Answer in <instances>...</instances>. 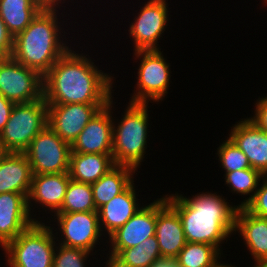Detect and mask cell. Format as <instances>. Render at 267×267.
Instances as JSON below:
<instances>
[{
    "mask_svg": "<svg viewBox=\"0 0 267 267\" xmlns=\"http://www.w3.org/2000/svg\"><path fill=\"white\" fill-rule=\"evenodd\" d=\"M93 64L84 55L68 49L43 76L47 105L108 104L113 79Z\"/></svg>",
    "mask_w": 267,
    "mask_h": 267,
    "instance_id": "obj_1",
    "label": "cell"
},
{
    "mask_svg": "<svg viewBox=\"0 0 267 267\" xmlns=\"http://www.w3.org/2000/svg\"><path fill=\"white\" fill-rule=\"evenodd\" d=\"M167 202L177 211L184 230L186 242L205 243L215 246L235 230L238 207L228 205L215 194H199L189 199L182 195L167 197Z\"/></svg>",
    "mask_w": 267,
    "mask_h": 267,
    "instance_id": "obj_2",
    "label": "cell"
},
{
    "mask_svg": "<svg viewBox=\"0 0 267 267\" xmlns=\"http://www.w3.org/2000/svg\"><path fill=\"white\" fill-rule=\"evenodd\" d=\"M56 9H41L13 40L11 57L44 76L69 49L59 41ZM64 45V46H63Z\"/></svg>",
    "mask_w": 267,
    "mask_h": 267,
    "instance_id": "obj_3",
    "label": "cell"
},
{
    "mask_svg": "<svg viewBox=\"0 0 267 267\" xmlns=\"http://www.w3.org/2000/svg\"><path fill=\"white\" fill-rule=\"evenodd\" d=\"M147 106L130 102L118 127L113 124L112 158L115 165L136 170L142 162L148 134Z\"/></svg>",
    "mask_w": 267,
    "mask_h": 267,
    "instance_id": "obj_4",
    "label": "cell"
},
{
    "mask_svg": "<svg viewBox=\"0 0 267 267\" xmlns=\"http://www.w3.org/2000/svg\"><path fill=\"white\" fill-rule=\"evenodd\" d=\"M47 125L48 105L44 97L14 104L10 118L0 133V145L5 152L23 153Z\"/></svg>",
    "mask_w": 267,
    "mask_h": 267,
    "instance_id": "obj_5",
    "label": "cell"
},
{
    "mask_svg": "<svg viewBox=\"0 0 267 267\" xmlns=\"http://www.w3.org/2000/svg\"><path fill=\"white\" fill-rule=\"evenodd\" d=\"M52 229L35 221L7 243L3 250L8 254L10 267H52L55 241Z\"/></svg>",
    "mask_w": 267,
    "mask_h": 267,
    "instance_id": "obj_6",
    "label": "cell"
},
{
    "mask_svg": "<svg viewBox=\"0 0 267 267\" xmlns=\"http://www.w3.org/2000/svg\"><path fill=\"white\" fill-rule=\"evenodd\" d=\"M33 175L69 172L71 145L63 141L48 125L23 152Z\"/></svg>",
    "mask_w": 267,
    "mask_h": 267,
    "instance_id": "obj_7",
    "label": "cell"
},
{
    "mask_svg": "<svg viewBox=\"0 0 267 267\" xmlns=\"http://www.w3.org/2000/svg\"><path fill=\"white\" fill-rule=\"evenodd\" d=\"M0 93L14 104L43 98V76L12 57L0 58Z\"/></svg>",
    "mask_w": 267,
    "mask_h": 267,
    "instance_id": "obj_8",
    "label": "cell"
},
{
    "mask_svg": "<svg viewBox=\"0 0 267 267\" xmlns=\"http://www.w3.org/2000/svg\"><path fill=\"white\" fill-rule=\"evenodd\" d=\"M135 54L143 57L138 69V92L130 102L148 104L150 99L161 100L169 86V65L159 50H139Z\"/></svg>",
    "mask_w": 267,
    "mask_h": 267,
    "instance_id": "obj_9",
    "label": "cell"
},
{
    "mask_svg": "<svg viewBox=\"0 0 267 267\" xmlns=\"http://www.w3.org/2000/svg\"><path fill=\"white\" fill-rule=\"evenodd\" d=\"M107 104L48 105V126L70 145L95 114Z\"/></svg>",
    "mask_w": 267,
    "mask_h": 267,
    "instance_id": "obj_10",
    "label": "cell"
},
{
    "mask_svg": "<svg viewBox=\"0 0 267 267\" xmlns=\"http://www.w3.org/2000/svg\"><path fill=\"white\" fill-rule=\"evenodd\" d=\"M59 229L65 236L62 246L79 248L86 251L94 249L101 236L98 211L56 212Z\"/></svg>",
    "mask_w": 267,
    "mask_h": 267,
    "instance_id": "obj_11",
    "label": "cell"
},
{
    "mask_svg": "<svg viewBox=\"0 0 267 267\" xmlns=\"http://www.w3.org/2000/svg\"><path fill=\"white\" fill-rule=\"evenodd\" d=\"M166 0H149L141 9L134 23L130 25V36L135 44V51L159 50L157 40L167 26Z\"/></svg>",
    "mask_w": 267,
    "mask_h": 267,
    "instance_id": "obj_12",
    "label": "cell"
},
{
    "mask_svg": "<svg viewBox=\"0 0 267 267\" xmlns=\"http://www.w3.org/2000/svg\"><path fill=\"white\" fill-rule=\"evenodd\" d=\"M112 100L88 122L71 145V153L112 154Z\"/></svg>",
    "mask_w": 267,
    "mask_h": 267,
    "instance_id": "obj_13",
    "label": "cell"
},
{
    "mask_svg": "<svg viewBox=\"0 0 267 267\" xmlns=\"http://www.w3.org/2000/svg\"><path fill=\"white\" fill-rule=\"evenodd\" d=\"M155 236L163 259L174 260L186 244L181 219L166 197L156 200Z\"/></svg>",
    "mask_w": 267,
    "mask_h": 267,
    "instance_id": "obj_14",
    "label": "cell"
},
{
    "mask_svg": "<svg viewBox=\"0 0 267 267\" xmlns=\"http://www.w3.org/2000/svg\"><path fill=\"white\" fill-rule=\"evenodd\" d=\"M156 201L141 207L122 227L113 232L111 239L112 250L109 263L122 249L136 247L142 241L155 236Z\"/></svg>",
    "mask_w": 267,
    "mask_h": 267,
    "instance_id": "obj_15",
    "label": "cell"
},
{
    "mask_svg": "<svg viewBox=\"0 0 267 267\" xmlns=\"http://www.w3.org/2000/svg\"><path fill=\"white\" fill-rule=\"evenodd\" d=\"M27 196L20 193L0 194V245L4 247L36 220L29 215Z\"/></svg>",
    "mask_w": 267,
    "mask_h": 267,
    "instance_id": "obj_16",
    "label": "cell"
},
{
    "mask_svg": "<svg viewBox=\"0 0 267 267\" xmlns=\"http://www.w3.org/2000/svg\"><path fill=\"white\" fill-rule=\"evenodd\" d=\"M229 138L246 155L251 168L267 174V132L250 119L233 126Z\"/></svg>",
    "mask_w": 267,
    "mask_h": 267,
    "instance_id": "obj_17",
    "label": "cell"
},
{
    "mask_svg": "<svg viewBox=\"0 0 267 267\" xmlns=\"http://www.w3.org/2000/svg\"><path fill=\"white\" fill-rule=\"evenodd\" d=\"M32 169L24 153L5 152L0 159V194L20 193L28 196Z\"/></svg>",
    "mask_w": 267,
    "mask_h": 267,
    "instance_id": "obj_18",
    "label": "cell"
},
{
    "mask_svg": "<svg viewBox=\"0 0 267 267\" xmlns=\"http://www.w3.org/2000/svg\"><path fill=\"white\" fill-rule=\"evenodd\" d=\"M69 180V172L33 175L30 191L27 196L29 213L31 199L57 212L64 201Z\"/></svg>",
    "mask_w": 267,
    "mask_h": 267,
    "instance_id": "obj_19",
    "label": "cell"
},
{
    "mask_svg": "<svg viewBox=\"0 0 267 267\" xmlns=\"http://www.w3.org/2000/svg\"><path fill=\"white\" fill-rule=\"evenodd\" d=\"M234 230L240 232L255 261L267 258V218L238 207Z\"/></svg>",
    "mask_w": 267,
    "mask_h": 267,
    "instance_id": "obj_20",
    "label": "cell"
},
{
    "mask_svg": "<svg viewBox=\"0 0 267 267\" xmlns=\"http://www.w3.org/2000/svg\"><path fill=\"white\" fill-rule=\"evenodd\" d=\"M133 184L132 182L123 192L98 209L100 228L104 225L109 236L122 227L140 209L136 203Z\"/></svg>",
    "mask_w": 267,
    "mask_h": 267,
    "instance_id": "obj_21",
    "label": "cell"
},
{
    "mask_svg": "<svg viewBox=\"0 0 267 267\" xmlns=\"http://www.w3.org/2000/svg\"><path fill=\"white\" fill-rule=\"evenodd\" d=\"M115 166L112 154L70 153V179L93 184Z\"/></svg>",
    "mask_w": 267,
    "mask_h": 267,
    "instance_id": "obj_22",
    "label": "cell"
},
{
    "mask_svg": "<svg viewBox=\"0 0 267 267\" xmlns=\"http://www.w3.org/2000/svg\"><path fill=\"white\" fill-rule=\"evenodd\" d=\"M132 173H135V169L129 166L115 165L98 181L91 184L93 201L97 210L134 182Z\"/></svg>",
    "mask_w": 267,
    "mask_h": 267,
    "instance_id": "obj_23",
    "label": "cell"
},
{
    "mask_svg": "<svg viewBox=\"0 0 267 267\" xmlns=\"http://www.w3.org/2000/svg\"><path fill=\"white\" fill-rule=\"evenodd\" d=\"M164 260L156 236H151L136 247L122 249L109 263L108 267H152Z\"/></svg>",
    "mask_w": 267,
    "mask_h": 267,
    "instance_id": "obj_24",
    "label": "cell"
},
{
    "mask_svg": "<svg viewBox=\"0 0 267 267\" xmlns=\"http://www.w3.org/2000/svg\"><path fill=\"white\" fill-rule=\"evenodd\" d=\"M40 10L33 0H0V17L13 37L22 32Z\"/></svg>",
    "mask_w": 267,
    "mask_h": 267,
    "instance_id": "obj_25",
    "label": "cell"
},
{
    "mask_svg": "<svg viewBox=\"0 0 267 267\" xmlns=\"http://www.w3.org/2000/svg\"><path fill=\"white\" fill-rule=\"evenodd\" d=\"M219 252L213 245L186 242L174 260L178 267H215Z\"/></svg>",
    "mask_w": 267,
    "mask_h": 267,
    "instance_id": "obj_26",
    "label": "cell"
},
{
    "mask_svg": "<svg viewBox=\"0 0 267 267\" xmlns=\"http://www.w3.org/2000/svg\"><path fill=\"white\" fill-rule=\"evenodd\" d=\"M98 211L93 201L91 184L69 180L64 201L57 212H90Z\"/></svg>",
    "mask_w": 267,
    "mask_h": 267,
    "instance_id": "obj_27",
    "label": "cell"
},
{
    "mask_svg": "<svg viewBox=\"0 0 267 267\" xmlns=\"http://www.w3.org/2000/svg\"><path fill=\"white\" fill-rule=\"evenodd\" d=\"M262 177L263 174L253 168H246L225 174V182L227 185H230L229 187H231L232 191L241 193L242 195H247L252 192V195L237 207H244L253 198Z\"/></svg>",
    "mask_w": 267,
    "mask_h": 267,
    "instance_id": "obj_28",
    "label": "cell"
},
{
    "mask_svg": "<svg viewBox=\"0 0 267 267\" xmlns=\"http://www.w3.org/2000/svg\"><path fill=\"white\" fill-rule=\"evenodd\" d=\"M217 154L226 173L251 168L246 155L230 138L221 144Z\"/></svg>",
    "mask_w": 267,
    "mask_h": 267,
    "instance_id": "obj_29",
    "label": "cell"
},
{
    "mask_svg": "<svg viewBox=\"0 0 267 267\" xmlns=\"http://www.w3.org/2000/svg\"><path fill=\"white\" fill-rule=\"evenodd\" d=\"M54 252L52 267H84V260L89 251L60 245L58 253Z\"/></svg>",
    "mask_w": 267,
    "mask_h": 267,
    "instance_id": "obj_30",
    "label": "cell"
},
{
    "mask_svg": "<svg viewBox=\"0 0 267 267\" xmlns=\"http://www.w3.org/2000/svg\"><path fill=\"white\" fill-rule=\"evenodd\" d=\"M263 177V185L256 190L253 198L244 207L257 216L267 218V174Z\"/></svg>",
    "mask_w": 267,
    "mask_h": 267,
    "instance_id": "obj_31",
    "label": "cell"
},
{
    "mask_svg": "<svg viewBox=\"0 0 267 267\" xmlns=\"http://www.w3.org/2000/svg\"><path fill=\"white\" fill-rule=\"evenodd\" d=\"M13 40L14 37L8 32L5 23L0 17V58L11 57Z\"/></svg>",
    "mask_w": 267,
    "mask_h": 267,
    "instance_id": "obj_32",
    "label": "cell"
},
{
    "mask_svg": "<svg viewBox=\"0 0 267 267\" xmlns=\"http://www.w3.org/2000/svg\"><path fill=\"white\" fill-rule=\"evenodd\" d=\"M256 104L255 115L250 120L267 132V96L260 99Z\"/></svg>",
    "mask_w": 267,
    "mask_h": 267,
    "instance_id": "obj_33",
    "label": "cell"
},
{
    "mask_svg": "<svg viewBox=\"0 0 267 267\" xmlns=\"http://www.w3.org/2000/svg\"><path fill=\"white\" fill-rule=\"evenodd\" d=\"M14 103L0 93V133L8 122Z\"/></svg>",
    "mask_w": 267,
    "mask_h": 267,
    "instance_id": "obj_34",
    "label": "cell"
},
{
    "mask_svg": "<svg viewBox=\"0 0 267 267\" xmlns=\"http://www.w3.org/2000/svg\"><path fill=\"white\" fill-rule=\"evenodd\" d=\"M41 9H56L55 5L61 0H33Z\"/></svg>",
    "mask_w": 267,
    "mask_h": 267,
    "instance_id": "obj_35",
    "label": "cell"
},
{
    "mask_svg": "<svg viewBox=\"0 0 267 267\" xmlns=\"http://www.w3.org/2000/svg\"><path fill=\"white\" fill-rule=\"evenodd\" d=\"M152 267H178L175 260L164 259L159 263L154 264Z\"/></svg>",
    "mask_w": 267,
    "mask_h": 267,
    "instance_id": "obj_36",
    "label": "cell"
},
{
    "mask_svg": "<svg viewBox=\"0 0 267 267\" xmlns=\"http://www.w3.org/2000/svg\"><path fill=\"white\" fill-rule=\"evenodd\" d=\"M257 265L254 267H267V258L256 261Z\"/></svg>",
    "mask_w": 267,
    "mask_h": 267,
    "instance_id": "obj_37",
    "label": "cell"
},
{
    "mask_svg": "<svg viewBox=\"0 0 267 267\" xmlns=\"http://www.w3.org/2000/svg\"><path fill=\"white\" fill-rule=\"evenodd\" d=\"M5 154L4 149L2 148V146L0 145V159L2 158V156Z\"/></svg>",
    "mask_w": 267,
    "mask_h": 267,
    "instance_id": "obj_38",
    "label": "cell"
},
{
    "mask_svg": "<svg viewBox=\"0 0 267 267\" xmlns=\"http://www.w3.org/2000/svg\"><path fill=\"white\" fill-rule=\"evenodd\" d=\"M215 267H233V266L220 264V262H219Z\"/></svg>",
    "mask_w": 267,
    "mask_h": 267,
    "instance_id": "obj_39",
    "label": "cell"
}]
</instances>
